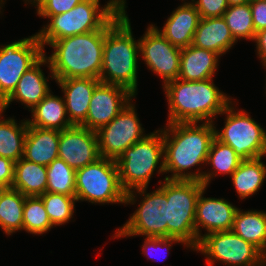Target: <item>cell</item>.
<instances>
[{"instance_id":"obj_29","label":"cell","mask_w":266,"mask_h":266,"mask_svg":"<svg viewBox=\"0 0 266 266\" xmlns=\"http://www.w3.org/2000/svg\"><path fill=\"white\" fill-rule=\"evenodd\" d=\"M26 196L12 188L0 189V228L11 235L23 230V207Z\"/></svg>"},{"instance_id":"obj_44","label":"cell","mask_w":266,"mask_h":266,"mask_svg":"<svg viewBox=\"0 0 266 266\" xmlns=\"http://www.w3.org/2000/svg\"><path fill=\"white\" fill-rule=\"evenodd\" d=\"M2 104H3V102L0 100V109H1V107H2Z\"/></svg>"},{"instance_id":"obj_33","label":"cell","mask_w":266,"mask_h":266,"mask_svg":"<svg viewBox=\"0 0 266 266\" xmlns=\"http://www.w3.org/2000/svg\"><path fill=\"white\" fill-rule=\"evenodd\" d=\"M23 230L42 235L53 228L40 196H26L23 207Z\"/></svg>"},{"instance_id":"obj_40","label":"cell","mask_w":266,"mask_h":266,"mask_svg":"<svg viewBox=\"0 0 266 266\" xmlns=\"http://www.w3.org/2000/svg\"><path fill=\"white\" fill-rule=\"evenodd\" d=\"M254 42L256 43L258 58L261 59L262 65L266 66V29L256 32Z\"/></svg>"},{"instance_id":"obj_24","label":"cell","mask_w":266,"mask_h":266,"mask_svg":"<svg viewBox=\"0 0 266 266\" xmlns=\"http://www.w3.org/2000/svg\"><path fill=\"white\" fill-rule=\"evenodd\" d=\"M31 113L32 119L27 120L28 126L60 131L73 126L66 116L64 98L51 92L31 109Z\"/></svg>"},{"instance_id":"obj_14","label":"cell","mask_w":266,"mask_h":266,"mask_svg":"<svg viewBox=\"0 0 266 266\" xmlns=\"http://www.w3.org/2000/svg\"><path fill=\"white\" fill-rule=\"evenodd\" d=\"M139 47L147 68L163 79V85L178 79L181 49L172 45L157 26H148L143 37L139 39Z\"/></svg>"},{"instance_id":"obj_41","label":"cell","mask_w":266,"mask_h":266,"mask_svg":"<svg viewBox=\"0 0 266 266\" xmlns=\"http://www.w3.org/2000/svg\"><path fill=\"white\" fill-rule=\"evenodd\" d=\"M252 0H227V3L229 6H234V5H243L250 3Z\"/></svg>"},{"instance_id":"obj_32","label":"cell","mask_w":266,"mask_h":266,"mask_svg":"<svg viewBox=\"0 0 266 266\" xmlns=\"http://www.w3.org/2000/svg\"><path fill=\"white\" fill-rule=\"evenodd\" d=\"M223 18L236 42L241 38L254 41L256 33L249 3L229 6Z\"/></svg>"},{"instance_id":"obj_42","label":"cell","mask_w":266,"mask_h":266,"mask_svg":"<svg viewBox=\"0 0 266 266\" xmlns=\"http://www.w3.org/2000/svg\"><path fill=\"white\" fill-rule=\"evenodd\" d=\"M5 1H6V0H5ZM2 3H3V4L5 3L4 0H0V9H2V7H3V4H2ZM0 13H1V11H0Z\"/></svg>"},{"instance_id":"obj_16","label":"cell","mask_w":266,"mask_h":266,"mask_svg":"<svg viewBox=\"0 0 266 266\" xmlns=\"http://www.w3.org/2000/svg\"><path fill=\"white\" fill-rule=\"evenodd\" d=\"M58 157L75 171L96 162L101 158L97 133L79 125L60 131Z\"/></svg>"},{"instance_id":"obj_9","label":"cell","mask_w":266,"mask_h":266,"mask_svg":"<svg viewBox=\"0 0 266 266\" xmlns=\"http://www.w3.org/2000/svg\"><path fill=\"white\" fill-rule=\"evenodd\" d=\"M146 189L140 188L126 193L125 204L127 205L135 204L137 194L143 199L128 221L116 230L113 238L140 235L154 238L167 237L168 202L166 195L160 188L152 193H146Z\"/></svg>"},{"instance_id":"obj_8","label":"cell","mask_w":266,"mask_h":266,"mask_svg":"<svg viewBox=\"0 0 266 266\" xmlns=\"http://www.w3.org/2000/svg\"><path fill=\"white\" fill-rule=\"evenodd\" d=\"M76 200L92 204H125L126 192L121 186L116 160L99 158L76 170Z\"/></svg>"},{"instance_id":"obj_11","label":"cell","mask_w":266,"mask_h":266,"mask_svg":"<svg viewBox=\"0 0 266 266\" xmlns=\"http://www.w3.org/2000/svg\"><path fill=\"white\" fill-rule=\"evenodd\" d=\"M207 257L208 266L221 261L227 266H265L266 256L252 243L233 231L205 235L194 249Z\"/></svg>"},{"instance_id":"obj_43","label":"cell","mask_w":266,"mask_h":266,"mask_svg":"<svg viewBox=\"0 0 266 266\" xmlns=\"http://www.w3.org/2000/svg\"><path fill=\"white\" fill-rule=\"evenodd\" d=\"M24 1L26 4H27V2L31 4L34 0H24Z\"/></svg>"},{"instance_id":"obj_25","label":"cell","mask_w":266,"mask_h":266,"mask_svg":"<svg viewBox=\"0 0 266 266\" xmlns=\"http://www.w3.org/2000/svg\"><path fill=\"white\" fill-rule=\"evenodd\" d=\"M12 189L25 196H40L47 189V166L24 159L15 162Z\"/></svg>"},{"instance_id":"obj_15","label":"cell","mask_w":266,"mask_h":266,"mask_svg":"<svg viewBox=\"0 0 266 266\" xmlns=\"http://www.w3.org/2000/svg\"><path fill=\"white\" fill-rule=\"evenodd\" d=\"M134 97L124 87L100 82L93 91L86 120L80 126L98 131L114 119Z\"/></svg>"},{"instance_id":"obj_23","label":"cell","mask_w":266,"mask_h":266,"mask_svg":"<svg viewBox=\"0 0 266 266\" xmlns=\"http://www.w3.org/2000/svg\"><path fill=\"white\" fill-rule=\"evenodd\" d=\"M237 43L223 17L201 18L194 33L192 44L195 47L211 50L220 56Z\"/></svg>"},{"instance_id":"obj_22","label":"cell","mask_w":266,"mask_h":266,"mask_svg":"<svg viewBox=\"0 0 266 266\" xmlns=\"http://www.w3.org/2000/svg\"><path fill=\"white\" fill-rule=\"evenodd\" d=\"M59 140L60 130L28 126L23 158L48 166L53 160L58 158Z\"/></svg>"},{"instance_id":"obj_39","label":"cell","mask_w":266,"mask_h":266,"mask_svg":"<svg viewBox=\"0 0 266 266\" xmlns=\"http://www.w3.org/2000/svg\"><path fill=\"white\" fill-rule=\"evenodd\" d=\"M15 162L0 157V189L11 188L14 181Z\"/></svg>"},{"instance_id":"obj_1","label":"cell","mask_w":266,"mask_h":266,"mask_svg":"<svg viewBox=\"0 0 266 266\" xmlns=\"http://www.w3.org/2000/svg\"><path fill=\"white\" fill-rule=\"evenodd\" d=\"M214 125V122L166 124V128L162 129L164 170L166 174H172L165 176V179L202 181L204 172H200L199 168L197 172L188 170L206 164L211 143L215 138Z\"/></svg>"},{"instance_id":"obj_21","label":"cell","mask_w":266,"mask_h":266,"mask_svg":"<svg viewBox=\"0 0 266 266\" xmlns=\"http://www.w3.org/2000/svg\"><path fill=\"white\" fill-rule=\"evenodd\" d=\"M220 55L211 50L190 45L181 49L178 78L185 81H204L214 77Z\"/></svg>"},{"instance_id":"obj_13","label":"cell","mask_w":266,"mask_h":266,"mask_svg":"<svg viewBox=\"0 0 266 266\" xmlns=\"http://www.w3.org/2000/svg\"><path fill=\"white\" fill-rule=\"evenodd\" d=\"M135 110L130 101L114 119L96 131L101 157L117 160L127 148L147 135Z\"/></svg>"},{"instance_id":"obj_36","label":"cell","mask_w":266,"mask_h":266,"mask_svg":"<svg viewBox=\"0 0 266 266\" xmlns=\"http://www.w3.org/2000/svg\"><path fill=\"white\" fill-rule=\"evenodd\" d=\"M184 4H194L201 18L223 17L229 7L227 0H191Z\"/></svg>"},{"instance_id":"obj_38","label":"cell","mask_w":266,"mask_h":266,"mask_svg":"<svg viewBox=\"0 0 266 266\" xmlns=\"http://www.w3.org/2000/svg\"><path fill=\"white\" fill-rule=\"evenodd\" d=\"M249 4L255 33L266 29V0H252Z\"/></svg>"},{"instance_id":"obj_35","label":"cell","mask_w":266,"mask_h":266,"mask_svg":"<svg viewBox=\"0 0 266 266\" xmlns=\"http://www.w3.org/2000/svg\"><path fill=\"white\" fill-rule=\"evenodd\" d=\"M82 0H34L38 16H53L65 13L74 8Z\"/></svg>"},{"instance_id":"obj_30","label":"cell","mask_w":266,"mask_h":266,"mask_svg":"<svg viewBox=\"0 0 266 266\" xmlns=\"http://www.w3.org/2000/svg\"><path fill=\"white\" fill-rule=\"evenodd\" d=\"M242 159L227 144L214 138L211 143L206 164L213 168L211 172H204L201 183L207 188L211 179L217 176V173L232 175L239 167Z\"/></svg>"},{"instance_id":"obj_20","label":"cell","mask_w":266,"mask_h":266,"mask_svg":"<svg viewBox=\"0 0 266 266\" xmlns=\"http://www.w3.org/2000/svg\"><path fill=\"white\" fill-rule=\"evenodd\" d=\"M201 20L194 4H182L167 18L160 33L174 46L182 49L192 44L194 33Z\"/></svg>"},{"instance_id":"obj_5","label":"cell","mask_w":266,"mask_h":266,"mask_svg":"<svg viewBox=\"0 0 266 266\" xmlns=\"http://www.w3.org/2000/svg\"><path fill=\"white\" fill-rule=\"evenodd\" d=\"M100 0H82L70 11L39 16L49 19V24L36 33L42 48L56 40L103 29L124 7L126 0H109L100 7Z\"/></svg>"},{"instance_id":"obj_34","label":"cell","mask_w":266,"mask_h":266,"mask_svg":"<svg viewBox=\"0 0 266 266\" xmlns=\"http://www.w3.org/2000/svg\"><path fill=\"white\" fill-rule=\"evenodd\" d=\"M40 197L53 226H60L70 221L75 211V202H77L75 196L46 192Z\"/></svg>"},{"instance_id":"obj_4","label":"cell","mask_w":266,"mask_h":266,"mask_svg":"<svg viewBox=\"0 0 266 266\" xmlns=\"http://www.w3.org/2000/svg\"><path fill=\"white\" fill-rule=\"evenodd\" d=\"M124 15L106 32L99 80L137 95L139 40L133 37L130 19Z\"/></svg>"},{"instance_id":"obj_37","label":"cell","mask_w":266,"mask_h":266,"mask_svg":"<svg viewBox=\"0 0 266 266\" xmlns=\"http://www.w3.org/2000/svg\"><path fill=\"white\" fill-rule=\"evenodd\" d=\"M144 240H145L144 244L142 245V250H143L142 253H144V255H146L149 258L152 257L153 250H157L158 248H160V249L166 248V251L167 250L169 251L171 249L173 243H179L180 242L183 245H185L179 238H176V237H157V238L146 237Z\"/></svg>"},{"instance_id":"obj_12","label":"cell","mask_w":266,"mask_h":266,"mask_svg":"<svg viewBox=\"0 0 266 266\" xmlns=\"http://www.w3.org/2000/svg\"><path fill=\"white\" fill-rule=\"evenodd\" d=\"M36 34L0 46V100L4 102L15 90L22 75L43 55Z\"/></svg>"},{"instance_id":"obj_2","label":"cell","mask_w":266,"mask_h":266,"mask_svg":"<svg viewBox=\"0 0 266 266\" xmlns=\"http://www.w3.org/2000/svg\"><path fill=\"white\" fill-rule=\"evenodd\" d=\"M124 15V8L101 30L51 42L48 68L53 79H99L106 32Z\"/></svg>"},{"instance_id":"obj_17","label":"cell","mask_w":266,"mask_h":266,"mask_svg":"<svg viewBox=\"0 0 266 266\" xmlns=\"http://www.w3.org/2000/svg\"><path fill=\"white\" fill-rule=\"evenodd\" d=\"M204 188L197 199L195 215V233L197 246L199 241L207 234L213 232L232 231L237 207L224 198L204 197ZM201 228L207 232L202 235Z\"/></svg>"},{"instance_id":"obj_7","label":"cell","mask_w":266,"mask_h":266,"mask_svg":"<svg viewBox=\"0 0 266 266\" xmlns=\"http://www.w3.org/2000/svg\"><path fill=\"white\" fill-rule=\"evenodd\" d=\"M160 189L168 202L167 237L179 238L194 250L197 247L195 233L196 203L200 192L206 188L198 180L164 179Z\"/></svg>"},{"instance_id":"obj_10","label":"cell","mask_w":266,"mask_h":266,"mask_svg":"<svg viewBox=\"0 0 266 266\" xmlns=\"http://www.w3.org/2000/svg\"><path fill=\"white\" fill-rule=\"evenodd\" d=\"M230 103L220 114H226L222 130L215 127V138L229 145L242 160L266 155V131L244 110ZM237 111V112H236Z\"/></svg>"},{"instance_id":"obj_27","label":"cell","mask_w":266,"mask_h":266,"mask_svg":"<svg viewBox=\"0 0 266 266\" xmlns=\"http://www.w3.org/2000/svg\"><path fill=\"white\" fill-rule=\"evenodd\" d=\"M230 177L239 198L251 197L261 189L266 178V166L262 157L242 160Z\"/></svg>"},{"instance_id":"obj_31","label":"cell","mask_w":266,"mask_h":266,"mask_svg":"<svg viewBox=\"0 0 266 266\" xmlns=\"http://www.w3.org/2000/svg\"><path fill=\"white\" fill-rule=\"evenodd\" d=\"M75 180L76 171L58 157L47 166L46 192L75 196Z\"/></svg>"},{"instance_id":"obj_18","label":"cell","mask_w":266,"mask_h":266,"mask_svg":"<svg viewBox=\"0 0 266 266\" xmlns=\"http://www.w3.org/2000/svg\"><path fill=\"white\" fill-rule=\"evenodd\" d=\"M54 80L64 92L63 98L70 123L80 126L86 120L93 91L101 81L82 77Z\"/></svg>"},{"instance_id":"obj_19","label":"cell","mask_w":266,"mask_h":266,"mask_svg":"<svg viewBox=\"0 0 266 266\" xmlns=\"http://www.w3.org/2000/svg\"><path fill=\"white\" fill-rule=\"evenodd\" d=\"M48 64L46 53L30 67L20 78L15 90L3 102L1 110H6L11 102H21L30 110L36 106L51 90L45 77L42 65Z\"/></svg>"},{"instance_id":"obj_6","label":"cell","mask_w":266,"mask_h":266,"mask_svg":"<svg viewBox=\"0 0 266 266\" xmlns=\"http://www.w3.org/2000/svg\"><path fill=\"white\" fill-rule=\"evenodd\" d=\"M116 163L120 183L126 193L147 188L156 168L158 174L165 173L162 129L147 134L127 148Z\"/></svg>"},{"instance_id":"obj_28","label":"cell","mask_w":266,"mask_h":266,"mask_svg":"<svg viewBox=\"0 0 266 266\" xmlns=\"http://www.w3.org/2000/svg\"><path fill=\"white\" fill-rule=\"evenodd\" d=\"M3 110L0 109V157L9 158L17 162L24 155V142L27 134V119L21 124L12 118L4 119Z\"/></svg>"},{"instance_id":"obj_3","label":"cell","mask_w":266,"mask_h":266,"mask_svg":"<svg viewBox=\"0 0 266 266\" xmlns=\"http://www.w3.org/2000/svg\"><path fill=\"white\" fill-rule=\"evenodd\" d=\"M168 102V123L211 122L233 101L213 78L204 81L172 80L162 87Z\"/></svg>"},{"instance_id":"obj_26","label":"cell","mask_w":266,"mask_h":266,"mask_svg":"<svg viewBox=\"0 0 266 266\" xmlns=\"http://www.w3.org/2000/svg\"><path fill=\"white\" fill-rule=\"evenodd\" d=\"M232 231L252 243L266 256V212L238 209Z\"/></svg>"}]
</instances>
